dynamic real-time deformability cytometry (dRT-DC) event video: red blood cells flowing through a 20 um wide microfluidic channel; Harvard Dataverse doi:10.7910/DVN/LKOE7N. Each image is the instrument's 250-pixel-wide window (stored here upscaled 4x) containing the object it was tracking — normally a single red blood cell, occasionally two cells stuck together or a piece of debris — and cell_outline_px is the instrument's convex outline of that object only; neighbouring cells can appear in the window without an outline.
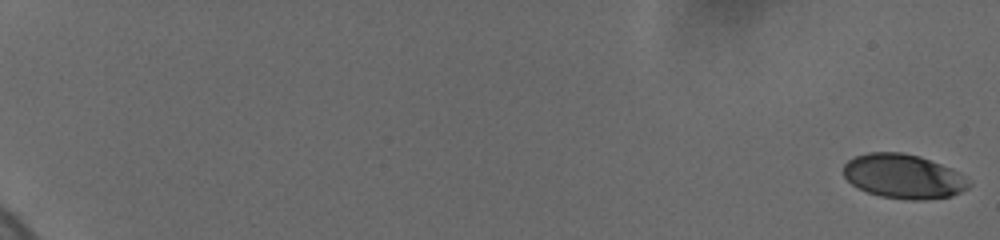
{"species": "human", "species_latin": "Homo sapiens", "temperature_condition": "cold", "stored_images_in_passage": 9, "camera_frame_rate_fps": 3000, "um_per_image_px": 0.085, "donor": {"sex": "female"}, "frame": {"image": 1, "passage_image": 1, "time_ms": 0.0, "image_size_px": [1000, 240], "cell_outline_px": [[972, 184], [968, 188], [952, 196], [924, 200], [908, 200], [880, 196], [868, 192], [852, 184], [844, 176], [844, 164], [848, 160], [856, 156], [868, 152], [900, 152], [920, 156], [952, 168], [960, 172]], "centroid_in_image_um": [76.83, 14.99], "position_along_channel_um": 8.2, "area_um2": 32.48}}
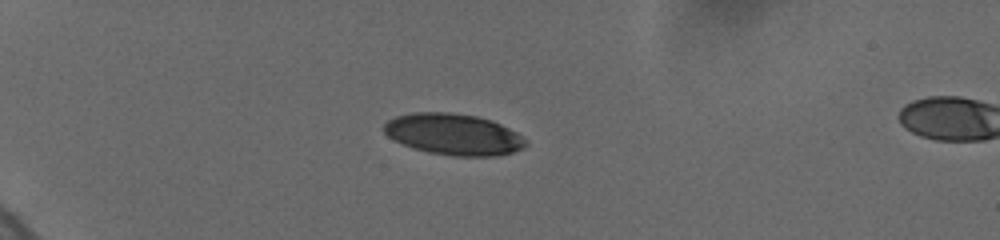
{"frame": {"image": 2, "passage_image": 7, "time_ms": 6.0, "image_size_px": [1000, 240], "cell_outline_px": [[528, 144], [512, 152], [496, 156], [456, 156], [428, 152], [412, 148], [388, 136], [384, 132], [384, 124], [388, 120], [396, 116], [412, 112], [452, 112], [476, 116], [492, 120], [516, 132], [528, 140]], "centroid_in_image_um": [38.56, 11.41], "position_along_channel_um": 46.4, "area_um2": 34.04}}